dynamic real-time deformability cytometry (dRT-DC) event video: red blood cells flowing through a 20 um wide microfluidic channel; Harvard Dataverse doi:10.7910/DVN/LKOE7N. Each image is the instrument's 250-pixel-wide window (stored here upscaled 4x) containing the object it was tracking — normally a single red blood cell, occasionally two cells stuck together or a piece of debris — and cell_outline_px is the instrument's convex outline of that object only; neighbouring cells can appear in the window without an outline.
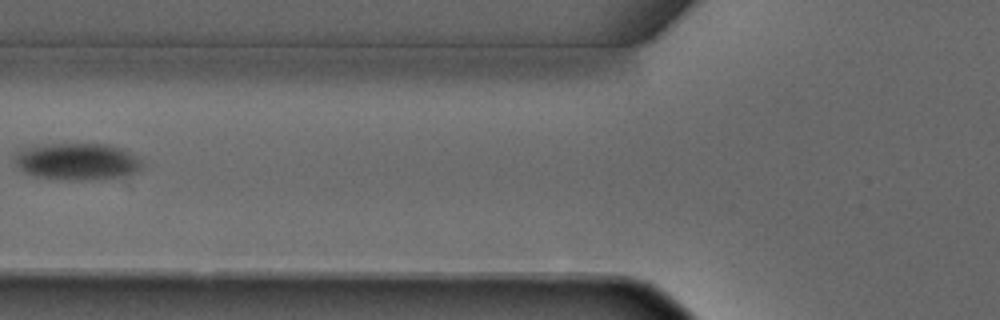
{"species": "common noctule bat (a hibernating species)", "species_latin": "Nyctalus noctula", "temperature_condition": "warm", "stored_images_in_passage": 9, "camera_frame_rate_fps": 3000, "um_per_image_px": 0.085, "animal": {"sex": "male", "forearm_length_mm": 52.5}, "frame": {"image": 1, "passage_image": 4, "time_ms": 5.0, "image_size_px": [1000, 320], "cell_outline_px": [[140, 168], [128, 172], [112, 176], [44, 176], [28, 172], [20, 168], [16, 164], [16, 156], [24, 152], [36, 148], [72, 144], [96, 144], [112, 148], [124, 152], [136, 160], [140, 164]], "centroid_in_image_um": [6.51, 13.69], "position_along_channel_um": 119.3, "area_um2": 23.12}}